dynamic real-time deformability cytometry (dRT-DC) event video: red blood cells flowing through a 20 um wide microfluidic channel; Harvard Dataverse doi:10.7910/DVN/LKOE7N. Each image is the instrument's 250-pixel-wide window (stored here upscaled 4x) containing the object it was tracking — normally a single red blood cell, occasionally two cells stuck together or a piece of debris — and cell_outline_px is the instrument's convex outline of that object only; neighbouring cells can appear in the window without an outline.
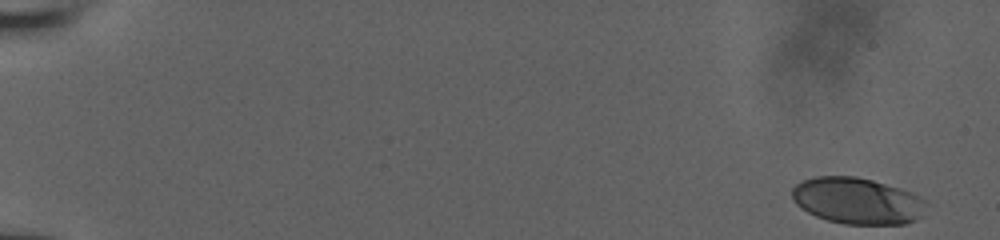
{"species": "human", "species_latin": "Homo sapiens", "temperature_condition": "room temperature", "stored_images_in_passage": 16, "camera_frame_rate_fps": 3000, "um_per_image_px": 0.085, "donor": {"sex": "male"}, "frame": {"image": 1, "passage_image": 1, "time_ms": 0.0, "image_size_px": [1000, 240], "cell_outline_px": [[928, 200], [920, 216], [916, 220], [904, 224], [844, 224], [828, 220], [816, 216], [808, 212], [796, 204], [792, 200], [792, 188], [796, 184], [804, 180], [816, 176], [856, 176], [872, 180], [900, 188], [912, 192]], "centroid_in_image_um": [72.88, 17.06], "position_along_channel_um": 12.1, "area_um2": 36.36}}
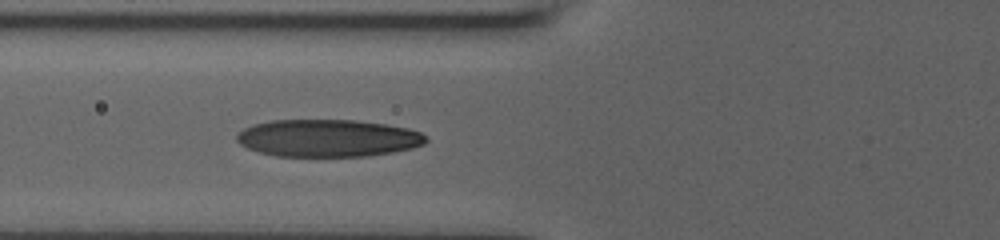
{"frame": {"image": 2, "passage_image": 14, "time_ms": 7.333, "image_size_px": [1000, 240], "cell_outline_px": [[428, 140], [424, 144], [412, 148], [392, 152], [364, 156], [276, 156], [260, 152], [248, 148], [240, 144], [236, 140], [236, 136], [244, 128], [252, 124], [272, 120], [352, 120], [384, 124], [408, 128], [420, 132]], "centroid_in_image_um": [27.85, 11.74], "position_along_channel_um": 98.0, "area_um2": 41.04}}
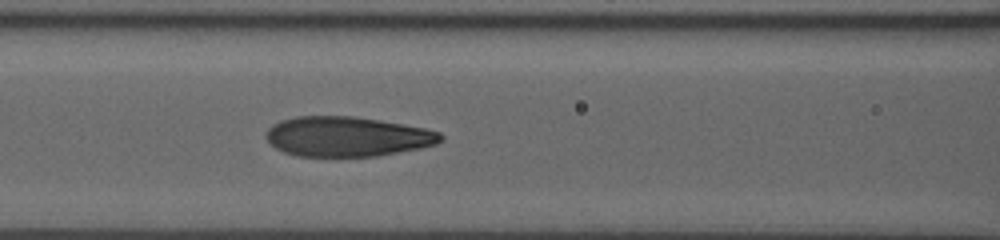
{"frame": {"image": 3, "passage_image": 16, "time_ms": 8.333, "image_size_px": [1000, 240], "cell_outline_px": [[444, 140], [436, 144], [420, 148], [376, 156], [296, 156], [284, 152], [276, 148], [264, 136], [268, 128], [272, 124], [280, 120], [296, 116], [352, 116], [380, 120], [404, 124], [424, 128], [440, 132], [444, 136]], "centroid_in_image_um": [29.5, 11.6], "position_along_channel_um": 137.1, "area_um2": 40.69}}